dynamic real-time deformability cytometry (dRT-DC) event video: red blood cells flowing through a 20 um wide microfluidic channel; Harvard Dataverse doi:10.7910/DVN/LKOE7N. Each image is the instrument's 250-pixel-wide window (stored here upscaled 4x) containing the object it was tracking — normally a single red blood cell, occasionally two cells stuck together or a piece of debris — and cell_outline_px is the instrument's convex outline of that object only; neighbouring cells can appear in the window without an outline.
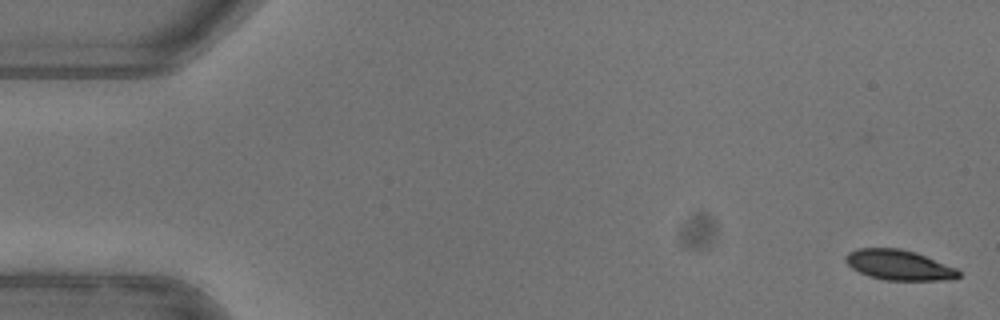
{"species": "common noctule bat (a hibernating species)", "species_latin": "Nyctalus noctula", "temperature_condition": "warm", "stored_images_in_passage": 52, "camera_frame_rate_fps": 3000, "um_per_image_px": 0.085, "animal": {"sex": "female"}, "frame": {"image": 1, "passage_image": 1, "time_ms": 0.0, "image_size_px": [1000, 320], "cell_outline_px": [[960, 276], [952, 280], [884, 280], [868, 276], [852, 268], [844, 260], [844, 256], [848, 252], [856, 248], [900, 248], [916, 252], [956, 268], [960, 272]], "centroid_in_image_um": [76.39, 22.52], "position_along_channel_um": 8.6, "area_um2": 20.0}}
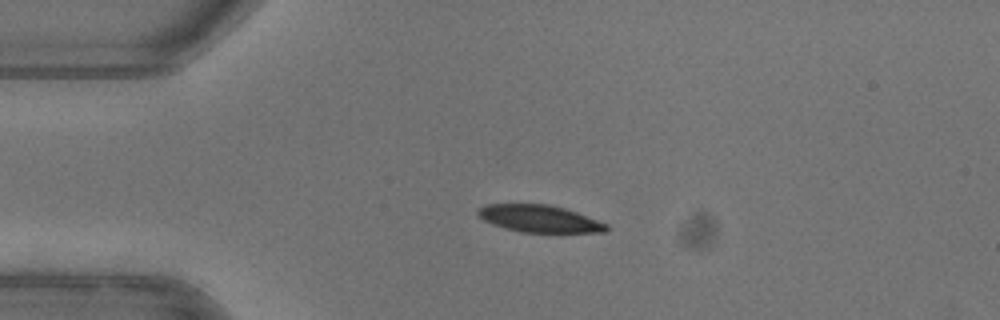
{"frame": {"image": 2, "passage_image": 12, "time_ms": 3.667, "image_size_px": [1000, 320], "cell_outline_px": [[608, 228], [604, 232], [520, 232], [504, 228], [492, 224], [484, 220], [476, 212], [480, 208], [488, 204], [548, 204], [564, 208], [576, 212], [608, 224]], "centroid_in_image_um": [45.84, 18.59], "position_along_channel_um": 39.2, "area_um2": 20.11}}
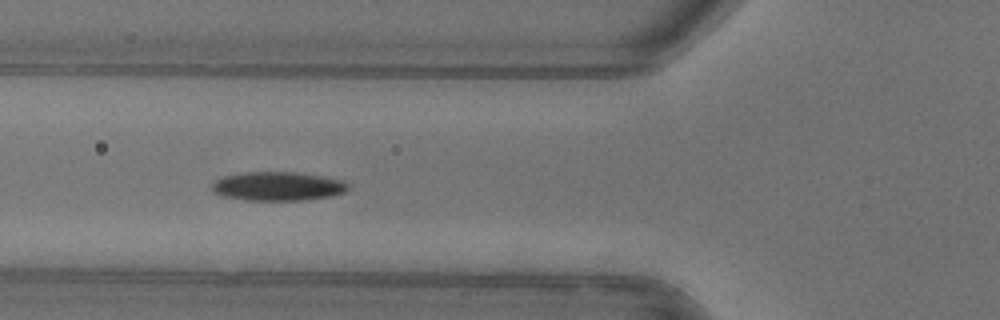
{"frame": {"image": 3, "passage_image": 19, "time_ms": 6.0, "image_size_px": [1000, 320], "cell_outline_px": [[352, 188], [344, 192], [332, 196], [304, 200], [244, 200], [220, 196], [212, 192], [212, 184], [216, 180], [224, 176], [244, 172], [296, 172], [344, 180]], "centroid_in_image_um": [23.62, 15.84], "position_along_channel_um": 102.2, "area_um2": 23.12}, "authors_computed_cell_mechanics": {"area_um2": 22.3108, "velocity_mm_per_s": 3.9679, "shape_relaxation_time_tau1_ms": 3.4316, "shape_relaxation_time_tau2_ms": 4.9853, "deformation_change_tau1": 0.1569, "deformation_change_tau2": 0.0744}}